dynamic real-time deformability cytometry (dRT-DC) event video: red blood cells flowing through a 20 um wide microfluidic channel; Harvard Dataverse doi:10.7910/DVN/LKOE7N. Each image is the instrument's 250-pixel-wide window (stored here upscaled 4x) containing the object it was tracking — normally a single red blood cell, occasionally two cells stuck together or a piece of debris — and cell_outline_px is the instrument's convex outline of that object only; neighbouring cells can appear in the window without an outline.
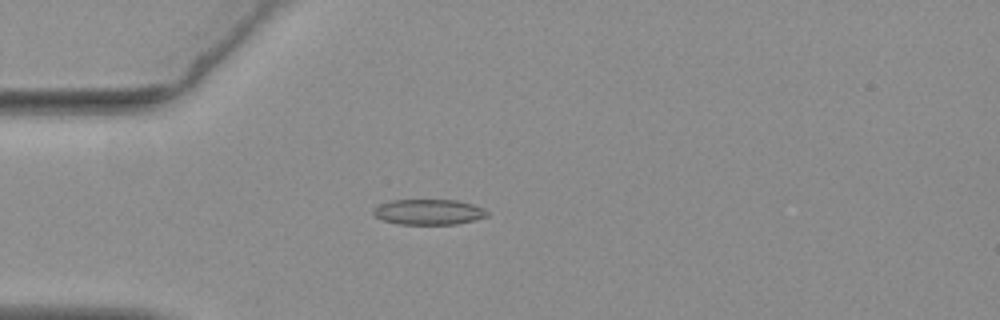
{"species": "common noctule bat (a hibernating species)", "species_latin": "Nyctalus noctula", "temperature_condition": "warm", "stored_images_in_passage": 56, "camera_frame_rate_fps": 3000, "um_per_image_px": 0.085, "animal": {"sex": "female", "body_mass_g": 19.3, "forearm_length_mm": 54.1}, "frame": {"image": 1, "passage_image": 16, "time_ms": 5.0, "image_size_px": [1000, 320], "cell_outline_px": [[488, 216], [476, 220], [456, 224], [396, 224], [380, 220], [372, 212], [372, 208], [388, 200], [456, 200], [472, 204], [484, 208], [488, 212]], "centroid_in_image_um": [36.41, 18.02], "position_along_channel_um": 48.6, "area_um2": 17.11}}
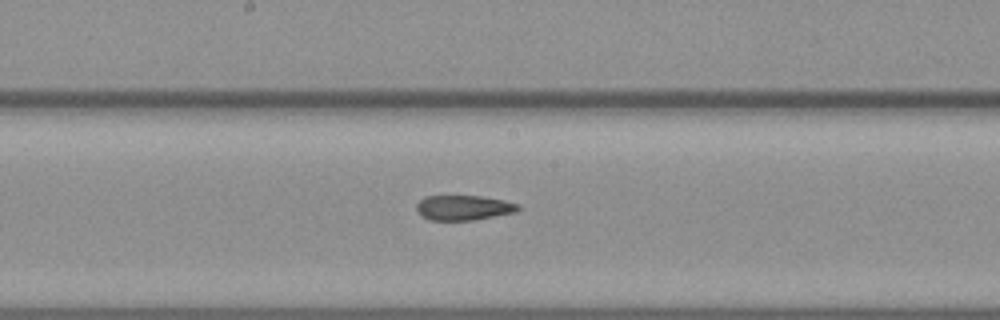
{"frame": {"image": 2, "passage_image": 30, "time_ms": 9.667, "image_size_px": [1000, 320], "cell_outline_px": [[520, 208], [516, 212], [472, 220], [428, 220], [420, 216], [416, 212], [416, 204], [424, 196], [480, 196], [504, 200], [520, 204]], "centroid_in_image_um": [39.37, 17.65], "position_along_channel_um": 208.8, "area_um2": 14.91}}
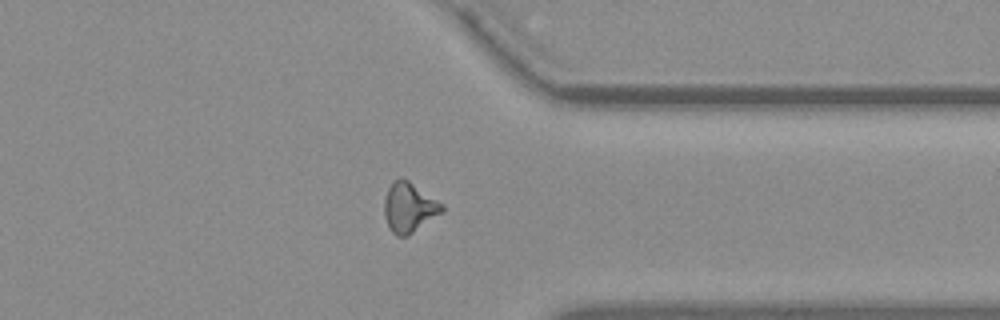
{"frame": {"image": 3, "passage_image": 44, "time_ms": 14.333, "image_size_px": [1000, 320], "cell_outline_px": [[444, 212], [408, 236], [396, 236], [392, 232], [384, 216], [384, 200], [388, 188], [392, 180], [400, 176], [408, 180], [444, 204]], "centroid_in_image_um": [34.78, 17.62], "position_along_channel_um": 376.6, "area_um2": 16.99}, "authors_computed_cell_mechanics": {"area_um2": 16.2418, "velocity_mm_per_s": 3.7157, "shape_relaxation_time_tau1_ms": null, "shape_relaxation_time_tau2_ms": 2.6848, "deformation_change_tau1": null, "deformation_change_tau2": 0.0929}}